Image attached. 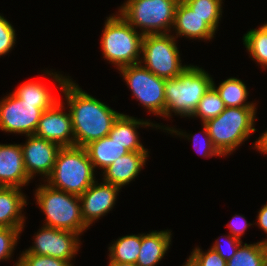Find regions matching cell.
Segmentation results:
<instances>
[{
    "label": "cell",
    "mask_w": 267,
    "mask_h": 266,
    "mask_svg": "<svg viewBox=\"0 0 267 266\" xmlns=\"http://www.w3.org/2000/svg\"><path fill=\"white\" fill-rule=\"evenodd\" d=\"M44 72L63 92L72 117L74 146L84 147L91 141L106 137L121 113L83 91L69 76L48 70Z\"/></svg>",
    "instance_id": "cell-1"
},
{
    "label": "cell",
    "mask_w": 267,
    "mask_h": 266,
    "mask_svg": "<svg viewBox=\"0 0 267 266\" xmlns=\"http://www.w3.org/2000/svg\"><path fill=\"white\" fill-rule=\"evenodd\" d=\"M212 81L207 71L191 64L176 78L165 79V118H172V113L190 118Z\"/></svg>",
    "instance_id": "cell-2"
},
{
    "label": "cell",
    "mask_w": 267,
    "mask_h": 266,
    "mask_svg": "<svg viewBox=\"0 0 267 266\" xmlns=\"http://www.w3.org/2000/svg\"><path fill=\"white\" fill-rule=\"evenodd\" d=\"M256 107H226L204 124L214 147L224 157L231 155L256 131Z\"/></svg>",
    "instance_id": "cell-3"
},
{
    "label": "cell",
    "mask_w": 267,
    "mask_h": 266,
    "mask_svg": "<svg viewBox=\"0 0 267 266\" xmlns=\"http://www.w3.org/2000/svg\"><path fill=\"white\" fill-rule=\"evenodd\" d=\"M44 183L38 185L34 193L35 203L45 214L43 225L75 232L81 236L89 227L82 218L79 196Z\"/></svg>",
    "instance_id": "cell-4"
},
{
    "label": "cell",
    "mask_w": 267,
    "mask_h": 266,
    "mask_svg": "<svg viewBox=\"0 0 267 266\" xmlns=\"http://www.w3.org/2000/svg\"><path fill=\"white\" fill-rule=\"evenodd\" d=\"M94 172L84 147H62L51 174L44 182L53 188L79 196L96 181Z\"/></svg>",
    "instance_id": "cell-5"
},
{
    "label": "cell",
    "mask_w": 267,
    "mask_h": 266,
    "mask_svg": "<svg viewBox=\"0 0 267 266\" xmlns=\"http://www.w3.org/2000/svg\"><path fill=\"white\" fill-rule=\"evenodd\" d=\"M106 18L100 40L103 57L116 69L140 63L143 35L119 12Z\"/></svg>",
    "instance_id": "cell-6"
},
{
    "label": "cell",
    "mask_w": 267,
    "mask_h": 266,
    "mask_svg": "<svg viewBox=\"0 0 267 266\" xmlns=\"http://www.w3.org/2000/svg\"><path fill=\"white\" fill-rule=\"evenodd\" d=\"M180 0H126L120 7L121 16L144 35L169 34Z\"/></svg>",
    "instance_id": "cell-7"
},
{
    "label": "cell",
    "mask_w": 267,
    "mask_h": 266,
    "mask_svg": "<svg viewBox=\"0 0 267 266\" xmlns=\"http://www.w3.org/2000/svg\"><path fill=\"white\" fill-rule=\"evenodd\" d=\"M175 39L170 33L144 35L140 63L158 77L176 78L188 64H182Z\"/></svg>",
    "instance_id": "cell-8"
},
{
    "label": "cell",
    "mask_w": 267,
    "mask_h": 266,
    "mask_svg": "<svg viewBox=\"0 0 267 266\" xmlns=\"http://www.w3.org/2000/svg\"><path fill=\"white\" fill-rule=\"evenodd\" d=\"M118 70L139 104L149 113L165 118V79L156 76L141 63Z\"/></svg>",
    "instance_id": "cell-9"
},
{
    "label": "cell",
    "mask_w": 267,
    "mask_h": 266,
    "mask_svg": "<svg viewBox=\"0 0 267 266\" xmlns=\"http://www.w3.org/2000/svg\"><path fill=\"white\" fill-rule=\"evenodd\" d=\"M43 112L38 104L25 103L11 92L0 100V130L25 136L34 135Z\"/></svg>",
    "instance_id": "cell-10"
},
{
    "label": "cell",
    "mask_w": 267,
    "mask_h": 266,
    "mask_svg": "<svg viewBox=\"0 0 267 266\" xmlns=\"http://www.w3.org/2000/svg\"><path fill=\"white\" fill-rule=\"evenodd\" d=\"M33 236L34 244L22 253L50 256L68 261L75 258L81 246L80 235L75 232L59 230L46 225L38 229Z\"/></svg>",
    "instance_id": "cell-11"
},
{
    "label": "cell",
    "mask_w": 267,
    "mask_h": 266,
    "mask_svg": "<svg viewBox=\"0 0 267 266\" xmlns=\"http://www.w3.org/2000/svg\"><path fill=\"white\" fill-rule=\"evenodd\" d=\"M64 104L65 102L58 100L42 113L34 135L57 143L61 147H72L74 146L72 117L69 109L68 113L65 111L67 108L63 106Z\"/></svg>",
    "instance_id": "cell-12"
},
{
    "label": "cell",
    "mask_w": 267,
    "mask_h": 266,
    "mask_svg": "<svg viewBox=\"0 0 267 266\" xmlns=\"http://www.w3.org/2000/svg\"><path fill=\"white\" fill-rule=\"evenodd\" d=\"M26 138V142L20 145L28 177L32 180L39 174L42 179H47L51 174L58 152L62 147L57 143L36 137L35 135H29Z\"/></svg>",
    "instance_id": "cell-13"
},
{
    "label": "cell",
    "mask_w": 267,
    "mask_h": 266,
    "mask_svg": "<svg viewBox=\"0 0 267 266\" xmlns=\"http://www.w3.org/2000/svg\"><path fill=\"white\" fill-rule=\"evenodd\" d=\"M120 190V187L113 184L95 181L79 195L82 218L88 227L113 209Z\"/></svg>",
    "instance_id": "cell-14"
},
{
    "label": "cell",
    "mask_w": 267,
    "mask_h": 266,
    "mask_svg": "<svg viewBox=\"0 0 267 266\" xmlns=\"http://www.w3.org/2000/svg\"><path fill=\"white\" fill-rule=\"evenodd\" d=\"M20 144H0V186L21 188L29 184Z\"/></svg>",
    "instance_id": "cell-15"
},
{
    "label": "cell",
    "mask_w": 267,
    "mask_h": 266,
    "mask_svg": "<svg viewBox=\"0 0 267 266\" xmlns=\"http://www.w3.org/2000/svg\"><path fill=\"white\" fill-rule=\"evenodd\" d=\"M149 151H135L122 155L110 166L101 171L102 180L122 188L130 184L146 165Z\"/></svg>",
    "instance_id": "cell-16"
},
{
    "label": "cell",
    "mask_w": 267,
    "mask_h": 266,
    "mask_svg": "<svg viewBox=\"0 0 267 266\" xmlns=\"http://www.w3.org/2000/svg\"><path fill=\"white\" fill-rule=\"evenodd\" d=\"M172 31L174 37H187L189 39L211 40L215 36V31L196 14L183 0H180L175 11Z\"/></svg>",
    "instance_id": "cell-17"
},
{
    "label": "cell",
    "mask_w": 267,
    "mask_h": 266,
    "mask_svg": "<svg viewBox=\"0 0 267 266\" xmlns=\"http://www.w3.org/2000/svg\"><path fill=\"white\" fill-rule=\"evenodd\" d=\"M139 127H155L156 129H163V131H166V127L163 125L155 124L150 122V120L137 119V117L135 118L121 113L107 136L111 140L123 145L129 152L148 151L140 142L139 133L137 132Z\"/></svg>",
    "instance_id": "cell-18"
},
{
    "label": "cell",
    "mask_w": 267,
    "mask_h": 266,
    "mask_svg": "<svg viewBox=\"0 0 267 266\" xmlns=\"http://www.w3.org/2000/svg\"><path fill=\"white\" fill-rule=\"evenodd\" d=\"M25 205H28L27 198L21 188L0 186V227L23 228Z\"/></svg>",
    "instance_id": "cell-19"
},
{
    "label": "cell",
    "mask_w": 267,
    "mask_h": 266,
    "mask_svg": "<svg viewBox=\"0 0 267 266\" xmlns=\"http://www.w3.org/2000/svg\"><path fill=\"white\" fill-rule=\"evenodd\" d=\"M172 231L161 230L141 233V246L136 261L138 266H157L171 245Z\"/></svg>",
    "instance_id": "cell-20"
},
{
    "label": "cell",
    "mask_w": 267,
    "mask_h": 266,
    "mask_svg": "<svg viewBox=\"0 0 267 266\" xmlns=\"http://www.w3.org/2000/svg\"><path fill=\"white\" fill-rule=\"evenodd\" d=\"M84 148L94 169L98 167L102 171L119 157L129 153L123 145L111 140L108 136L91 141Z\"/></svg>",
    "instance_id": "cell-21"
},
{
    "label": "cell",
    "mask_w": 267,
    "mask_h": 266,
    "mask_svg": "<svg viewBox=\"0 0 267 266\" xmlns=\"http://www.w3.org/2000/svg\"><path fill=\"white\" fill-rule=\"evenodd\" d=\"M212 86L217 90L225 107H257L256 103L246 102L248 89L246 84L236 77H230L222 81L218 87L212 81Z\"/></svg>",
    "instance_id": "cell-22"
},
{
    "label": "cell",
    "mask_w": 267,
    "mask_h": 266,
    "mask_svg": "<svg viewBox=\"0 0 267 266\" xmlns=\"http://www.w3.org/2000/svg\"><path fill=\"white\" fill-rule=\"evenodd\" d=\"M50 91L46 84L31 80L21 84L13 93L25 103L38 104V107L45 111L60 100Z\"/></svg>",
    "instance_id": "cell-23"
},
{
    "label": "cell",
    "mask_w": 267,
    "mask_h": 266,
    "mask_svg": "<svg viewBox=\"0 0 267 266\" xmlns=\"http://www.w3.org/2000/svg\"><path fill=\"white\" fill-rule=\"evenodd\" d=\"M112 243L108 246L109 262L136 263L141 246V233L122 236Z\"/></svg>",
    "instance_id": "cell-24"
},
{
    "label": "cell",
    "mask_w": 267,
    "mask_h": 266,
    "mask_svg": "<svg viewBox=\"0 0 267 266\" xmlns=\"http://www.w3.org/2000/svg\"><path fill=\"white\" fill-rule=\"evenodd\" d=\"M227 266H267V243L241 244Z\"/></svg>",
    "instance_id": "cell-25"
},
{
    "label": "cell",
    "mask_w": 267,
    "mask_h": 266,
    "mask_svg": "<svg viewBox=\"0 0 267 266\" xmlns=\"http://www.w3.org/2000/svg\"><path fill=\"white\" fill-rule=\"evenodd\" d=\"M242 40L249 57L264 69L267 68V35L258 27L246 32Z\"/></svg>",
    "instance_id": "cell-26"
},
{
    "label": "cell",
    "mask_w": 267,
    "mask_h": 266,
    "mask_svg": "<svg viewBox=\"0 0 267 266\" xmlns=\"http://www.w3.org/2000/svg\"><path fill=\"white\" fill-rule=\"evenodd\" d=\"M216 32L222 16L223 0H183Z\"/></svg>",
    "instance_id": "cell-27"
},
{
    "label": "cell",
    "mask_w": 267,
    "mask_h": 266,
    "mask_svg": "<svg viewBox=\"0 0 267 266\" xmlns=\"http://www.w3.org/2000/svg\"><path fill=\"white\" fill-rule=\"evenodd\" d=\"M225 108L219 93L213 86H211L200 99L196 111L191 118H200L201 122L205 123L209 119L217 117Z\"/></svg>",
    "instance_id": "cell-28"
},
{
    "label": "cell",
    "mask_w": 267,
    "mask_h": 266,
    "mask_svg": "<svg viewBox=\"0 0 267 266\" xmlns=\"http://www.w3.org/2000/svg\"><path fill=\"white\" fill-rule=\"evenodd\" d=\"M202 124V132L204 134L203 137H199L196 133L193 135V134H186V132H183V130L179 131L178 129L176 130L175 128L173 127H169L167 126L166 127V131L165 132H169L171 134H175V135H179L180 137H185L186 139L188 138V140L192 141L193 143V147L196 148L195 150L200 153L203 157H208V158H211L213 156H219V157H223L219 152L218 150L214 147L213 143H212V140L209 136V133H208V130H207V127L204 123H201ZM193 135V136H192Z\"/></svg>",
    "instance_id": "cell-29"
},
{
    "label": "cell",
    "mask_w": 267,
    "mask_h": 266,
    "mask_svg": "<svg viewBox=\"0 0 267 266\" xmlns=\"http://www.w3.org/2000/svg\"><path fill=\"white\" fill-rule=\"evenodd\" d=\"M186 262L190 266H227V261L211 247L207 252L198 246L195 247Z\"/></svg>",
    "instance_id": "cell-30"
},
{
    "label": "cell",
    "mask_w": 267,
    "mask_h": 266,
    "mask_svg": "<svg viewBox=\"0 0 267 266\" xmlns=\"http://www.w3.org/2000/svg\"><path fill=\"white\" fill-rule=\"evenodd\" d=\"M24 228L0 227V261H7L13 256L20 234Z\"/></svg>",
    "instance_id": "cell-31"
},
{
    "label": "cell",
    "mask_w": 267,
    "mask_h": 266,
    "mask_svg": "<svg viewBox=\"0 0 267 266\" xmlns=\"http://www.w3.org/2000/svg\"><path fill=\"white\" fill-rule=\"evenodd\" d=\"M19 259L15 266H73L68 261L50 257V256H41L32 253H21Z\"/></svg>",
    "instance_id": "cell-32"
},
{
    "label": "cell",
    "mask_w": 267,
    "mask_h": 266,
    "mask_svg": "<svg viewBox=\"0 0 267 266\" xmlns=\"http://www.w3.org/2000/svg\"><path fill=\"white\" fill-rule=\"evenodd\" d=\"M16 30L13 25L0 14V57L8 54L16 44Z\"/></svg>",
    "instance_id": "cell-33"
},
{
    "label": "cell",
    "mask_w": 267,
    "mask_h": 266,
    "mask_svg": "<svg viewBox=\"0 0 267 266\" xmlns=\"http://www.w3.org/2000/svg\"><path fill=\"white\" fill-rule=\"evenodd\" d=\"M222 237L225 238V243H222ZM220 237H218L217 240L213 243L211 246L212 249H214L223 259L228 261L230 258H232L238 247L243 243L242 240H239L235 237H232L230 234L221 236V239L219 240ZM224 240V239H223ZM225 244V245H224ZM224 245V247H223Z\"/></svg>",
    "instance_id": "cell-34"
},
{
    "label": "cell",
    "mask_w": 267,
    "mask_h": 266,
    "mask_svg": "<svg viewBox=\"0 0 267 266\" xmlns=\"http://www.w3.org/2000/svg\"><path fill=\"white\" fill-rule=\"evenodd\" d=\"M253 224L248 223L243 215L235 214L232 220L226 225L230 228V235L241 240V237L245 234V230L252 226ZM249 226V227H248Z\"/></svg>",
    "instance_id": "cell-35"
},
{
    "label": "cell",
    "mask_w": 267,
    "mask_h": 266,
    "mask_svg": "<svg viewBox=\"0 0 267 266\" xmlns=\"http://www.w3.org/2000/svg\"><path fill=\"white\" fill-rule=\"evenodd\" d=\"M257 215V223L255 222V224L267 234V203L262 206ZM262 241L267 243V238Z\"/></svg>",
    "instance_id": "cell-36"
},
{
    "label": "cell",
    "mask_w": 267,
    "mask_h": 266,
    "mask_svg": "<svg viewBox=\"0 0 267 266\" xmlns=\"http://www.w3.org/2000/svg\"><path fill=\"white\" fill-rule=\"evenodd\" d=\"M253 148L257 149L261 154H267V130L256 139Z\"/></svg>",
    "instance_id": "cell-37"
},
{
    "label": "cell",
    "mask_w": 267,
    "mask_h": 266,
    "mask_svg": "<svg viewBox=\"0 0 267 266\" xmlns=\"http://www.w3.org/2000/svg\"><path fill=\"white\" fill-rule=\"evenodd\" d=\"M108 266H138L136 263L129 264V263H119V262H108Z\"/></svg>",
    "instance_id": "cell-38"
},
{
    "label": "cell",
    "mask_w": 267,
    "mask_h": 266,
    "mask_svg": "<svg viewBox=\"0 0 267 266\" xmlns=\"http://www.w3.org/2000/svg\"><path fill=\"white\" fill-rule=\"evenodd\" d=\"M259 28L267 35V23H264Z\"/></svg>",
    "instance_id": "cell-39"
},
{
    "label": "cell",
    "mask_w": 267,
    "mask_h": 266,
    "mask_svg": "<svg viewBox=\"0 0 267 266\" xmlns=\"http://www.w3.org/2000/svg\"><path fill=\"white\" fill-rule=\"evenodd\" d=\"M182 266H190L187 262H185Z\"/></svg>",
    "instance_id": "cell-40"
}]
</instances>
